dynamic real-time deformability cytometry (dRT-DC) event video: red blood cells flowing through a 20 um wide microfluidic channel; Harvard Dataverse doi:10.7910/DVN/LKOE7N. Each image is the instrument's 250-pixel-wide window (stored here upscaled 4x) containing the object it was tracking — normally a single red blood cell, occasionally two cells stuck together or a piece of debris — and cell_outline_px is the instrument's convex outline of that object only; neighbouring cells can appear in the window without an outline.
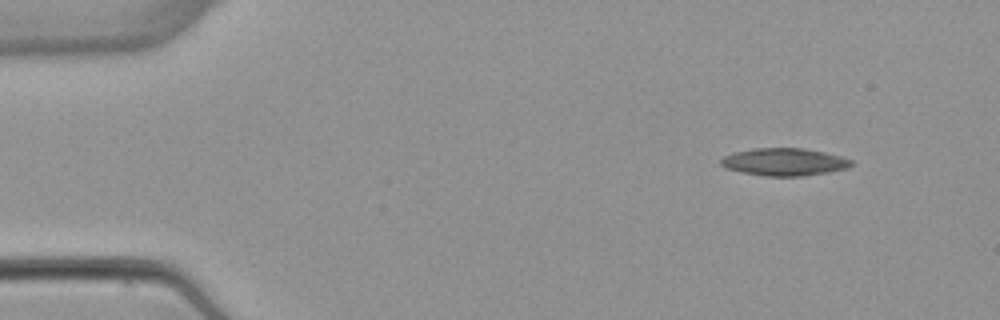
{"species": "common noctule bat (a hibernating species)", "species_latin": "Nyctalus noctula", "temperature_condition": "warm", "stored_images_in_passage": 5, "camera_frame_rate_fps": 3000, "um_per_image_px": 0.085, "animal": {"sex": "female", "body_mass_g": 22.7, "forearm_length_mm": 54.2}, "frame": {"image": 1, "passage_image": 1, "time_ms": 0.0, "image_size_px": [1000, 320], "cell_outline_px": [[852, 164], [848, 168], [828, 172], [800, 176], [768, 176], [744, 172], [728, 168], [720, 164], [720, 160], [724, 156], [736, 152], [756, 148], [804, 148], [824, 152], [840, 156], [852, 160]], "centroid_in_image_um": [66.69, 13.76], "position_along_channel_um": 18.3, "area_um2": 20.58}}
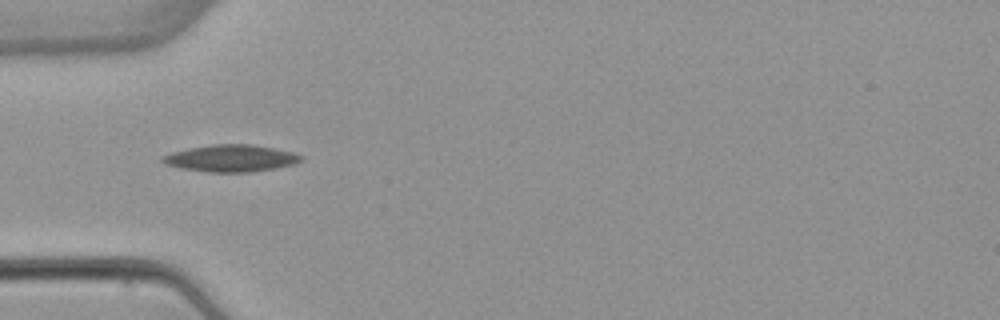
{"frame": {"image": 2, "passage_image": 4, "time_ms": 3.667, "image_size_px": [1000, 320], "cell_outline_px": [[304, 160], [292, 164], [276, 168], [252, 172], [208, 172], [180, 168], [164, 164], [160, 160], [160, 156], [172, 152], [188, 148], [212, 144], [252, 144], [292, 152], [304, 156]], "centroid_in_image_um": [19.6, 13.45], "position_along_channel_um": 65.4, "area_um2": 21.91}}
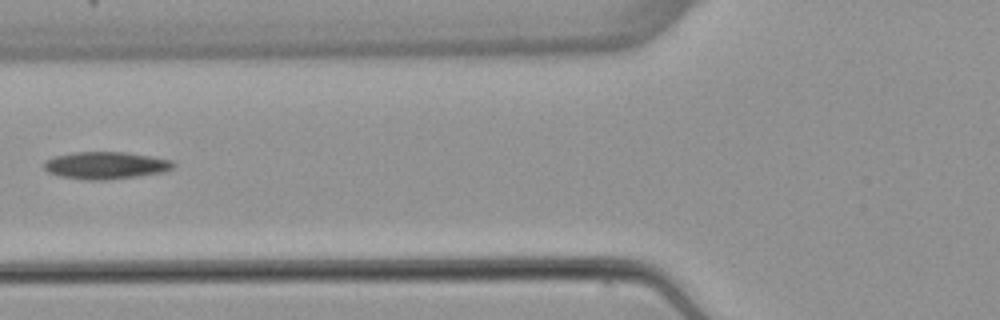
{"frame": {"image": 3, "passage_image": 5, "time_ms": 5.0, "image_size_px": [1000, 320], "cell_outline_px": [[176, 164], [172, 168], [164, 172], [108, 180], [88, 180], [60, 176], [48, 172], [44, 168], [44, 160], [56, 156], [72, 152], [128, 152], [152, 156], [172, 160]], "centroid_in_image_um": [9.0, 14.05], "position_along_channel_um": 116.8, "area_um2": 20.63}}